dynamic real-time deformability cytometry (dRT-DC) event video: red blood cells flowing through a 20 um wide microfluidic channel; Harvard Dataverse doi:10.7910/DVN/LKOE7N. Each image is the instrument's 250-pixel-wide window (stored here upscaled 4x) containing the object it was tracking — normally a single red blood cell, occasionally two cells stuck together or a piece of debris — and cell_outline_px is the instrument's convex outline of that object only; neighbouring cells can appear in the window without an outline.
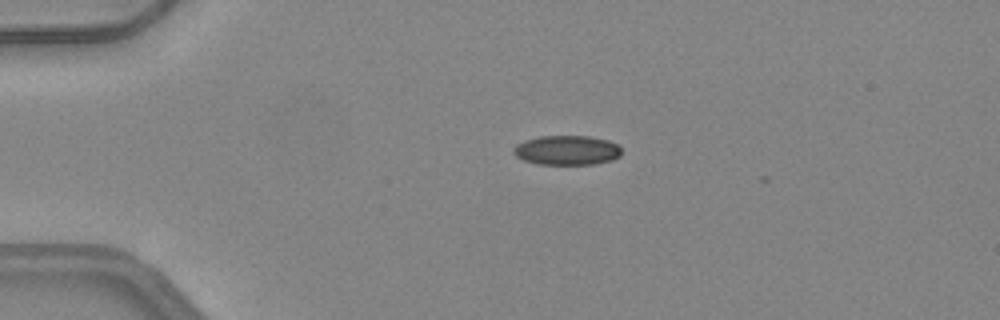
{"species": "common noctule bat (a hibernating species)", "species_latin": "Nyctalus noctula", "temperature_condition": "warm", "stored_images_in_passage": 36, "camera_frame_rate_fps": 3000, "um_per_image_px": 0.085, "animal": {"sex": "female", "body_mass_g": 24.6, "forearm_length_mm": 56.2}, "frame": {"image": 1, "passage_image": 1, "time_ms": 0.0, "image_size_px": [1000, 320], "cell_outline_px": [[620, 156], [612, 160], [596, 164], [536, 164], [524, 160], [516, 156], [512, 152], [512, 148], [516, 144], [524, 140], [540, 136], [588, 136], [608, 140], [616, 144], [620, 148]], "centroid_in_image_um": [48.15, 12.77], "position_along_channel_um": 36.8, "area_um2": 18.67}}
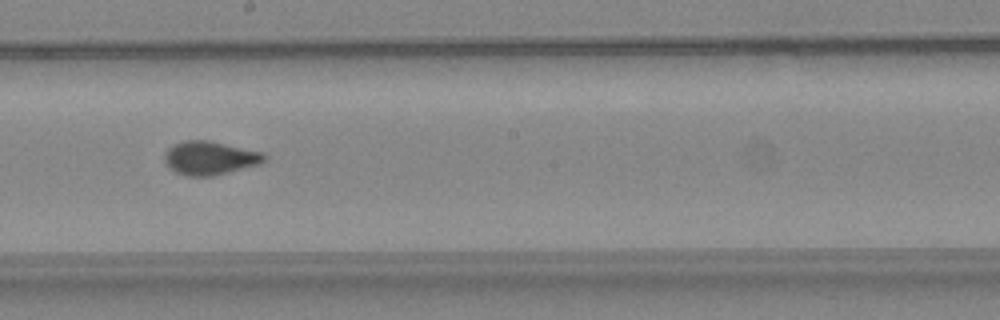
{"frame": {"image": 2, "passage_image": 18, "time_ms": 5.667, "image_size_px": [1000, 320], "cell_outline_px": [[268, 156], [260, 164], [212, 176], [188, 176], [176, 172], [164, 160], [164, 152], [172, 144], [184, 140], [208, 140], [264, 152]], "centroid_in_image_um": [17.85, 13.41], "position_along_channel_um": 230.4, "area_um2": 19.54}}
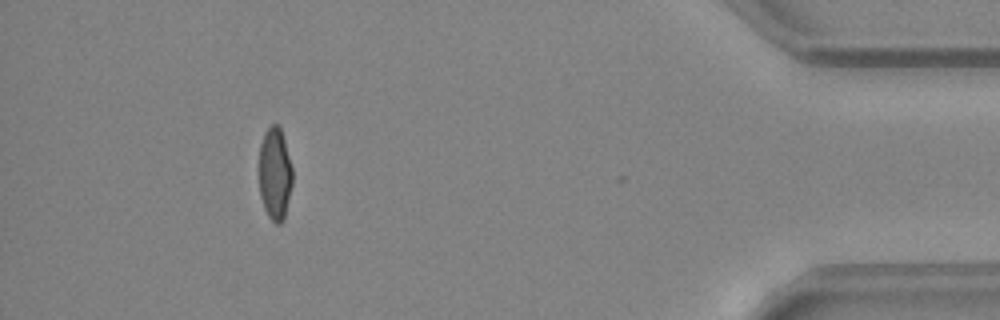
{"frame": {"image": 3, "passage_image": 35, "time_ms": 11.333, "image_size_px": [1000, 320], "cell_outline_px": [[292, 184], [284, 220], [280, 224], [276, 224], [268, 216], [264, 208], [260, 196], [260, 144], [264, 132], [272, 124], [280, 124], [292, 168]], "centroid_in_image_um": [23.37, 14.77], "position_along_channel_um": 411.8, "area_um2": 18.03}, "authors_computed_cell_mechanics": {"area_um2": 18.9873, "velocity_mm_per_s": 4.197, "shape_relaxation_time_tau1_ms": 7.4058, "shape_relaxation_time_tau2_ms": 0.5118, "deformation_change_tau1": 0.1877, "deformation_change_tau2": 0.0619}}